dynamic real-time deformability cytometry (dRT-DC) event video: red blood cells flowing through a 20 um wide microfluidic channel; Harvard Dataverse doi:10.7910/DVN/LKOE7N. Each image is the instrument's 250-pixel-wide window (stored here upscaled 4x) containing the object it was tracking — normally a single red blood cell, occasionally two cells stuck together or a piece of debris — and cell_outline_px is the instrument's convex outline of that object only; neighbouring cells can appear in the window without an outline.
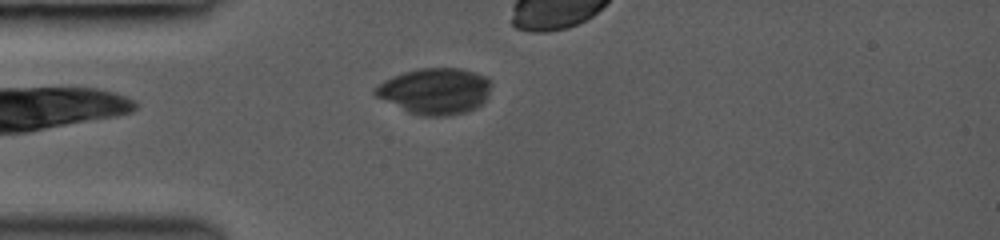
{"species": "common noctule bat (a hibernating species)", "species_latin": "Nyctalus noctula", "temperature_condition": "room temperature", "stored_images_in_passage": 6, "camera_frame_rate_fps": 3000, "um_per_image_px": 0.085, "animal": {"sex": "female", "body_mass_g": 19.0, "forearm_length_mm": 53.3}, "frame": {"image": 1, "passage_image": 1, "time_ms": 0.0, "image_size_px": [1000, 240], "cell_outline_px": [[492, 84], [488, 96], [476, 108], [468, 112], [444, 116], [424, 116], [408, 112], [376, 96], [372, 92], [372, 88], [384, 80], [392, 76], [404, 72], [420, 68], [460, 68], [476, 72], [492, 80]], "centroid_in_image_um": [36.99, 7.73], "position_along_channel_um": 48.0, "area_um2": 31.44}}
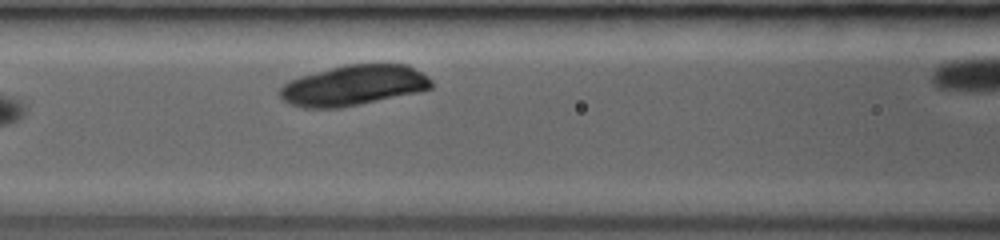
{"frame": {"image": 2, "passage_image": 5, "time_ms": 3.333, "image_size_px": [1000, 240], "cell_outline_px": [[432, 88], [420, 92], [340, 108], [304, 108], [292, 104], [284, 100], [280, 96], [280, 88], [288, 80], [300, 76], [348, 64], [408, 64], [428, 76], [432, 80]], "centroid_in_image_um": [30.09, 7.26], "position_along_channel_um": 136.5, "area_um2": 35.6}}